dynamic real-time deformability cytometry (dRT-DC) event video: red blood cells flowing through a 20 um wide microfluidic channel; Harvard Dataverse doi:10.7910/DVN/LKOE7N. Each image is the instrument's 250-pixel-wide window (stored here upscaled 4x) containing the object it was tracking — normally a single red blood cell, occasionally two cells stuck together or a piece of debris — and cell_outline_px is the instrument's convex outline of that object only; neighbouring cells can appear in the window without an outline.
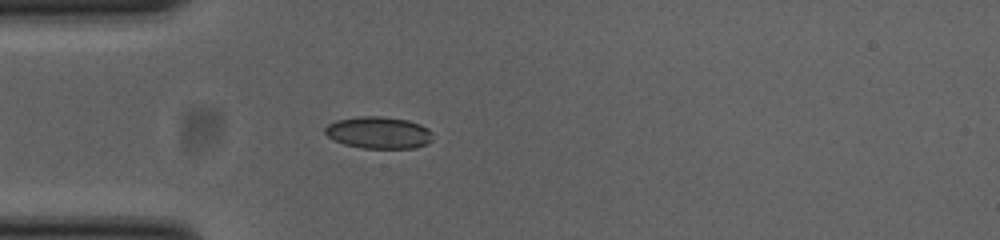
{"species": "common noctule bat (a hibernating species)", "species_latin": "Nyctalus noctula", "temperature_condition": "cold", "stored_images_in_passage": 36, "camera_frame_rate_fps": 3000, "um_per_image_px": 0.085, "animal": {"sex": "female", "body_mass_g": 23.0, "forearm_length_mm": 53.4}, "frame": {"image": 1, "passage_image": 1, "time_ms": 0.0, "image_size_px": [1000, 240], "cell_outline_px": [[424, 128], [420, 144], [400, 148], [376, 148], [352, 144], [340, 140], [332, 136], [328, 132], [328, 128], [332, 124], [344, 120], [400, 120], [416, 124]], "centroid_in_image_um": [32.11, 11.32], "position_along_channel_um": 52.9, "area_um2": 16.01}}
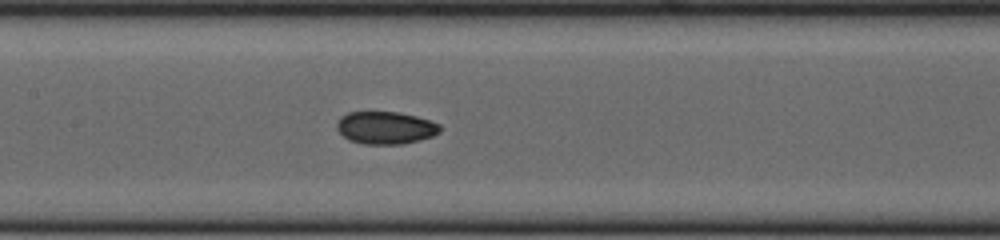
{"frame": {"image": 2, "passage_image": 11, "time_ms": 3.333, "image_size_px": [1000, 240], "cell_outline_px": [[440, 128], [436, 132], [428, 136], [412, 140], [356, 140], [348, 136], [340, 128], [340, 120], [344, 116], [356, 112], [388, 112], [408, 116], [424, 120], [436, 124]], "centroid_in_image_um": [32.78, 10.77], "position_along_channel_um": 174.6, "area_um2": 16.18}}
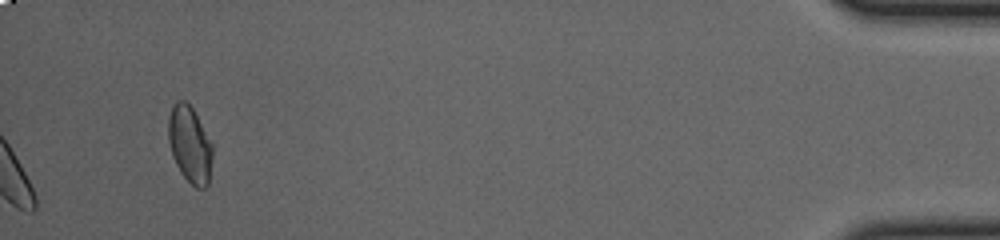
{"frame": {"image": 3, "passage_image": 36, "time_ms": 11.667, "image_size_px": [1000, 240], "cell_outline_px": [[208, 180], [192, 180], [180, 168], [176, 160], [172, 148], [172, 112], [188, 104], [200, 128], [208, 148]], "centroid_in_image_um": [16.1, 12.29], "position_along_channel_um": 419.1, "area_um2": 14.57}, "authors_computed_cell_mechanics": {"area_um2": 15.9817, "velocity_mm_per_s": 3.8602, "shape_relaxation_time_tau1_ms": null, "shape_relaxation_time_tau2_ms": 1.8142, "deformation_change_tau1": null, "deformation_change_tau2": 0.0539}}